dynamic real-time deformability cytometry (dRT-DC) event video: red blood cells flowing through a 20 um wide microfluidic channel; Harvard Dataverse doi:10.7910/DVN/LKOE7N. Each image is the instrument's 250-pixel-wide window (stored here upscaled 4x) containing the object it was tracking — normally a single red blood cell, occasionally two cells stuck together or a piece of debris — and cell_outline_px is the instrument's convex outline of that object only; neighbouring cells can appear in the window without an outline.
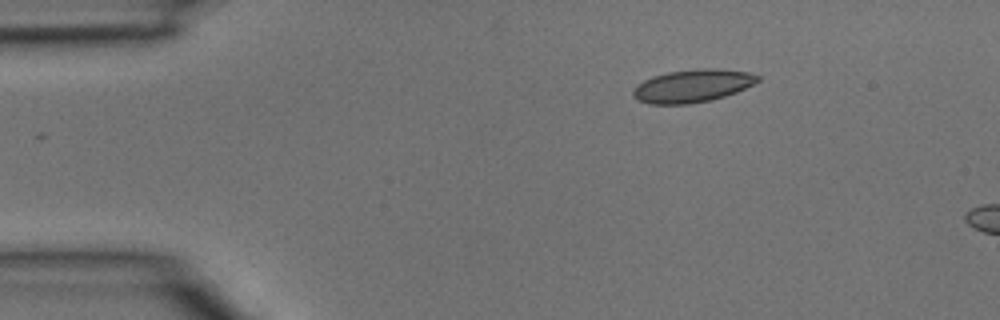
{"species": "common noctule bat (a hibernating species)", "species_latin": "Nyctalus noctula", "temperature_condition": "room temperature", "stored_images_in_passage": 2, "camera_frame_rate_fps": 3000, "um_per_image_px": 0.085, "animal": {"sex": "male", "body_mass_g": 15.6}, "frame": {"image": 1, "passage_image": 2, "time_ms": 0.333, "image_size_px": [1000, 320], "cell_outline_px": [[760, 80], [736, 92], [712, 100], [688, 104], [648, 104], [632, 96], [632, 92], [636, 84], [652, 76], [668, 72], [700, 68], [720, 68], [748, 72], [760, 76]], "centroid_in_image_um": [58.85, 7.29], "position_along_channel_um": 26.2, "area_um2": 23.93}}